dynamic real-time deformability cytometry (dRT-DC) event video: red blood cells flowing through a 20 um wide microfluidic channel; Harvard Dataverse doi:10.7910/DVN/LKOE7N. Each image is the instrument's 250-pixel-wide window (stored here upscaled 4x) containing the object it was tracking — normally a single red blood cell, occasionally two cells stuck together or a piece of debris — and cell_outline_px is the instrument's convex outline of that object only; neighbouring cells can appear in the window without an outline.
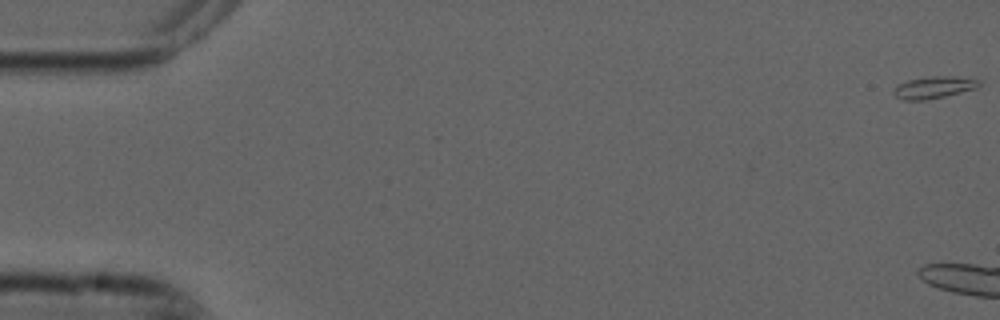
{"species": "common noctule bat (a hibernating species)", "species_latin": "Nyctalus noctula", "temperature_condition": "cold", "stored_images_in_passage": 7, "camera_frame_rate_fps": 3000, "um_per_image_px": 0.085, "animal": {"sex": "male", "forearm_length_mm": 52.5}, "frame": {"image": 1, "passage_image": 1, "time_ms": 0.0, "image_size_px": [1000, 320], "cell_outline_px": [[980, 84], [976, 88], [944, 96], [924, 100], [904, 100], [896, 96], [892, 92], [892, 88], [908, 80], [932, 76], [956, 76], [980, 80]], "centroid_in_image_um": [79.35, 7.42], "position_along_channel_um": 5.6, "area_um2": 10.81}}